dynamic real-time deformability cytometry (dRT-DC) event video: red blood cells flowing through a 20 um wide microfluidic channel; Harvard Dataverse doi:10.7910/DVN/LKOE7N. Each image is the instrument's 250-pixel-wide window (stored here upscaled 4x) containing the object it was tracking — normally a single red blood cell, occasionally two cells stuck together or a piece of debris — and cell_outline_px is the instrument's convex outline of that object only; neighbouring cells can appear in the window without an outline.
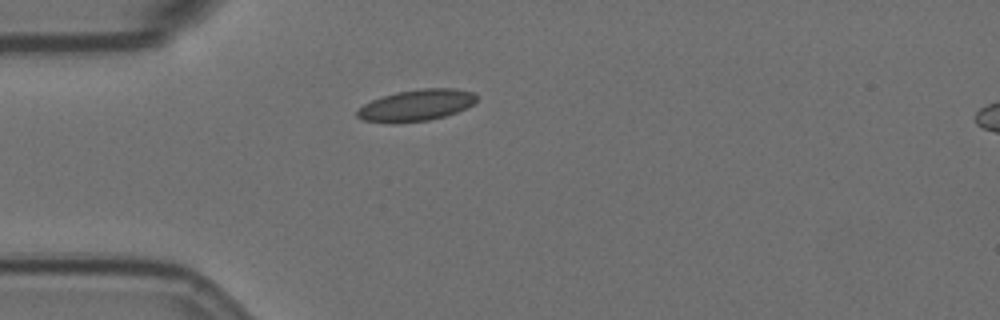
{"species": "Egyptian fruit bat (a non-hibernating species)", "species_latin": "Rousettus aegyptiacus", "temperature_condition": "room temperature", "stored_images_in_passage": 4, "camera_frame_rate_fps": 3000, "um_per_image_px": 0.085, "animal": {"sex": "female"}, "frame": {"image": 1, "passage_image": 1, "time_ms": 0.0, "image_size_px": [1000, 320], "cell_outline_px": [[476, 100], [472, 104], [456, 112], [444, 116], [428, 120], [396, 124], [364, 120], [356, 116], [356, 112], [364, 104], [380, 96], [396, 92], [420, 88], [456, 88], [472, 92], [476, 96]], "centroid_in_image_um": [35.35, 8.94], "position_along_channel_um": 49.7, "area_um2": 21.91}}